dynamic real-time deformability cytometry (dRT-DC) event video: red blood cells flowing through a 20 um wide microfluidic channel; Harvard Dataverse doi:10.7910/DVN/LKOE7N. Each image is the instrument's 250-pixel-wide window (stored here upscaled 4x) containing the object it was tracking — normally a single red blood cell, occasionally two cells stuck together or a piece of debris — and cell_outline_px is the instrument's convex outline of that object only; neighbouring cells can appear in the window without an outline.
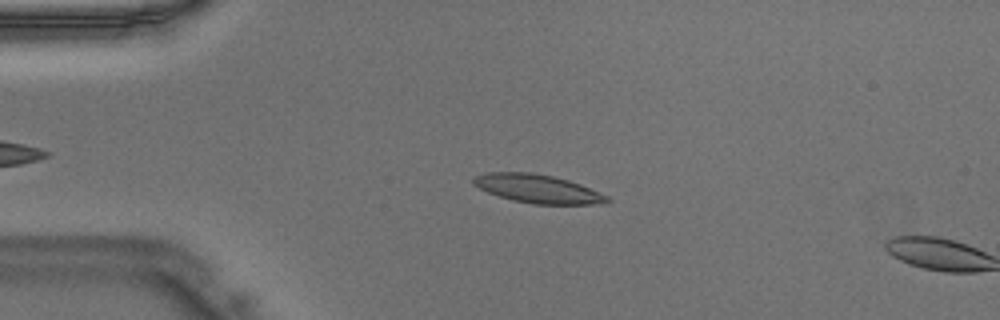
{"species": "Egyptian fruit bat (a non-hibernating species)", "species_latin": "Rousettus aegyptiacus", "temperature_condition": "warm", "stored_images_in_passage": 13, "camera_frame_rate_fps": 3000, "um_per_image_px": 0.085, "animal": {"sex": "male"}, "frame": {"image": 1, "passage_image": 11, "time_ms": 3.333, "image_size_px": [1000, 320], "cell_outline_px": [[612, 200], [592, 204], [532, 204], [500, 196], [488, 192], [472, 184], [472, 176], [484, 172], [532, 172], [552, 176], [568, 180], [580, 184], [608, 196]], "centroid_in_image_um": [45.65, 16.02], "position_along_channel_um": 39.3, "area_um2": 22.02}}